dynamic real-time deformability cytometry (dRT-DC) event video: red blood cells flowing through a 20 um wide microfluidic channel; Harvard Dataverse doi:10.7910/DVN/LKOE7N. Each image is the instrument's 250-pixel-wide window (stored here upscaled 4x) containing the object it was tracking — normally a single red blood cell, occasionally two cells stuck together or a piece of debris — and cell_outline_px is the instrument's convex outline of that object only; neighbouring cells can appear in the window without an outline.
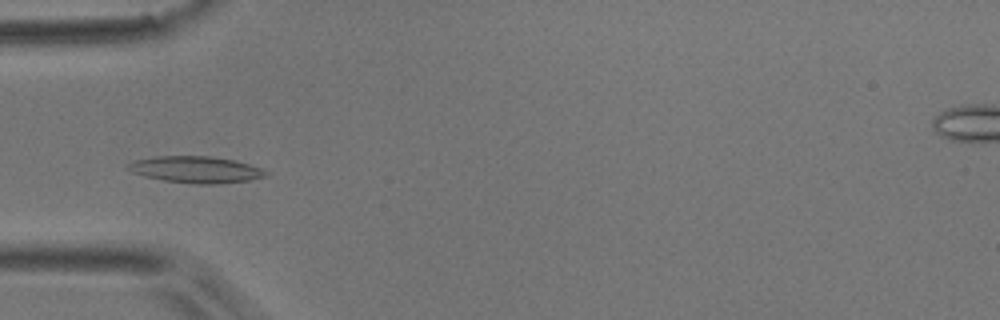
{"species": "common noctule bat (a hibernating species)", "species_latin": "Nyctalus noctula", "temperature_condition": "room temperature", "stored_images_in_passage": 47, "camera_frame_rate_fps": 3000, "um_per_image_px": 0.085, "animal": {"sex": "male", "body_mass_g": 17.9}, "frame": {"image": 1, "passage_image": 11, "time_ms": 3.333, "image_size_px": [1000, 320], "cell_outline_px": [[268, 172], [264, 176], [248, 180], [216, 184], [196, 184], [164, 180], [144, 176], [132, 172], [124, 168], [124, 164], [132, 160], [156, 156], [208, 156], [232, 160], [248, 164], [260, 168]], "centroid_in_image_um": [16.53, 14.41], "position_along_channel_um": 68.5, "area_um2": 21.27}}
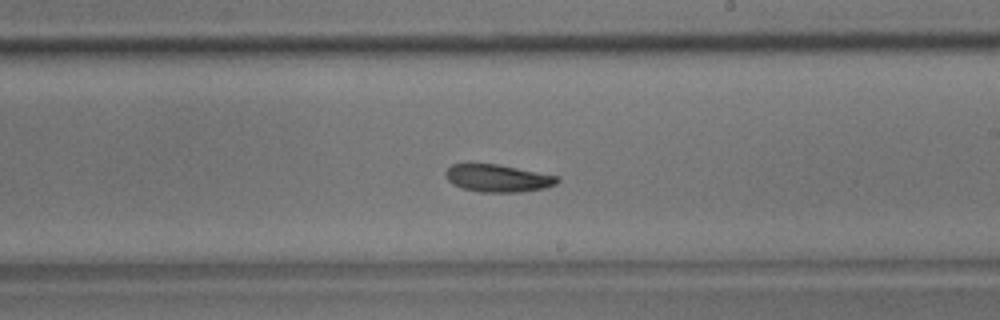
{"frame": {"image": 2, "passage_image": 25, "time_ms": 8.0, "image_size_px": [1000, 320], "cell_outline_px": [[560, 180], [556, 184], [544, 188], [520, 192], [480, 192], [460, 188], [452, 184], [444, 176], [444, 172], [452, 164], [468, 160], [496, 164], [560, 176]], "centroid_in_image_um": [42.23, 15.11], "position_along_channel_um": 246.8, "area_um2": 18.61}}
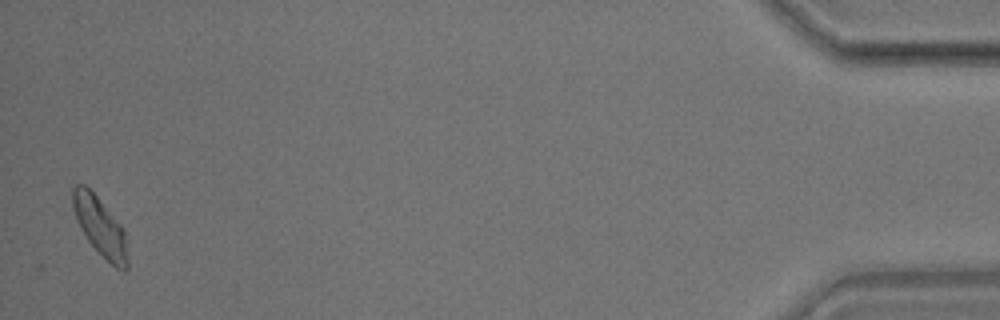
{"frame": {"image": 3, "passage_image": 46, "time_ms": 15.0, "image_size_px": [1000, 320], "cell_outline_px": [[128, 272], [124, 272], [116, 268], [88, 240], [80, 228], [72, 208], [72, 188], [76, 184], [84, 184], [96, 196], [120, 224], [124, 232], [128, 260]], "centroid_in_image_um": [8.5, 19.27], "position_along_channel_um": 426.7, "area_um2": 18.38}, "authors_computed_cell_mechanics": {"area_um2": 18.6116, "velocity_mm_per_s": 3.8194, "shape_relaxation_time_tau1_ms": 3.9093, "shape_relaxation_time_tau2_ms": null, "deformation_change_tau1": 0.108, "deformation_change_tau2": null}}